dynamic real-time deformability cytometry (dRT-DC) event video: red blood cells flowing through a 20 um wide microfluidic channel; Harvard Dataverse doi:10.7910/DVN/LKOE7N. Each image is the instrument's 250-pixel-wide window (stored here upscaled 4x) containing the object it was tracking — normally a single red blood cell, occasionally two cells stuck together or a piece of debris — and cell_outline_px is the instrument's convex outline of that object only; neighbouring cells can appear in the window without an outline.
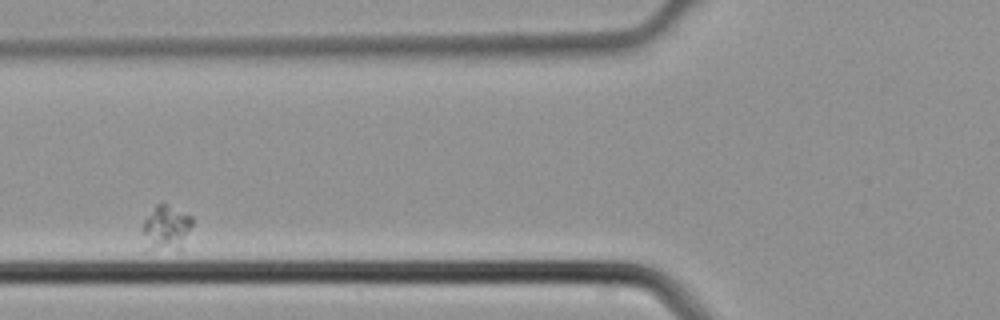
{"species": "common noctule bat (a hibernating species)", "species_latin": "Nyctalus noctula", "temperature_condition": "cold", "stored_images_in_passage": 4, "segment_of_instrument_passage": [1, 2], "camera_frame_rate_fps": 3000, "um_per_image_px": 0.085, "animal": {"sex": "male", "body_mass_g": 21.5, "forearm_length_mm": 52.0}, "frame": {"image": 1, "passage_image": 2, "time_ms": 0.333, "image_size_px": [1000, 320], "cell_outline_px": [[192, 224], [180, 252], [144, 252], [140, 228], [144, 220], [156, 204], [164, 200], [192, 216]], "centroid_in_image_um": [14.05, 19.44], "position_along_channel_um": 111.7, "area_um2": 14.51}}
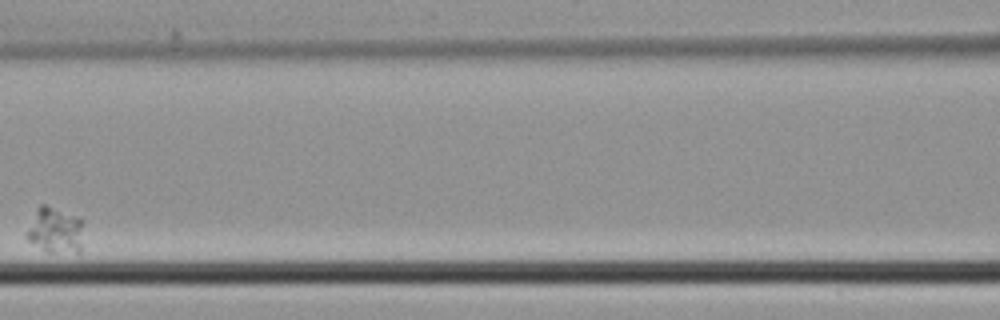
{"frame": {"image": 2, "passage_image": 3, "time_ms": 0.667, "image_size_px": [1000, 320], "cell_outline_px": [[84, 224], [80, 252], [48, 252], [28, 240], [24, 232], [36, 208], [40, 204], [48, 204], [84, 220]], "centroid_in_image_um": [4.68, 19.54], "position_along_channel_um": 161.9, "area_um2": 15.55}}